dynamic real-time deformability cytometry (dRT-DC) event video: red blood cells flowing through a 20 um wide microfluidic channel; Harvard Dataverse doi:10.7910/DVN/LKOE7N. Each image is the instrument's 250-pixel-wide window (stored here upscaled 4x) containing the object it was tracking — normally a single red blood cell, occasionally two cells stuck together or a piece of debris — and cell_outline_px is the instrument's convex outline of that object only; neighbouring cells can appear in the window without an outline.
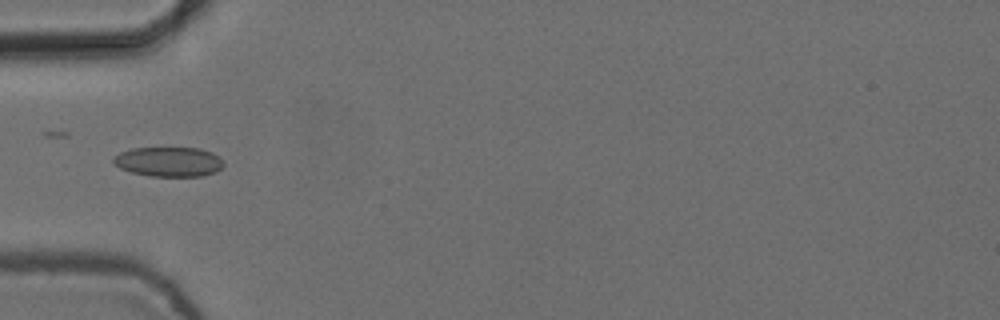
{"species": "common noctule bat (a hibernating species)", "species_latin": "Nyctalus noctula", "temperature_condition": "cold", "stored_images_in_passage": 6, "camera_frame_rate_fps": 3000, "um_per_image_px": 0.085, "animal": {"sex": "female", "body_mass_g": 24.6, "forearm_length_mm": 56.2}, "frame": {"image": 1, "passage_image": 6, "time_ms": 1.667, "image_size_px": [1000, 320], "cell_outline_px": [[224, 164], [216, 172], [200, 176], [152, 176], [132, 172], [120, 168], [112, 160], [112, 156], [120, 152], [132, 148], [200, 148], [212, 152]], "centroid_in_image_um": [14.31, 13.74], "position_along_channel_um": 70.7, "area_um2": 18.9}}